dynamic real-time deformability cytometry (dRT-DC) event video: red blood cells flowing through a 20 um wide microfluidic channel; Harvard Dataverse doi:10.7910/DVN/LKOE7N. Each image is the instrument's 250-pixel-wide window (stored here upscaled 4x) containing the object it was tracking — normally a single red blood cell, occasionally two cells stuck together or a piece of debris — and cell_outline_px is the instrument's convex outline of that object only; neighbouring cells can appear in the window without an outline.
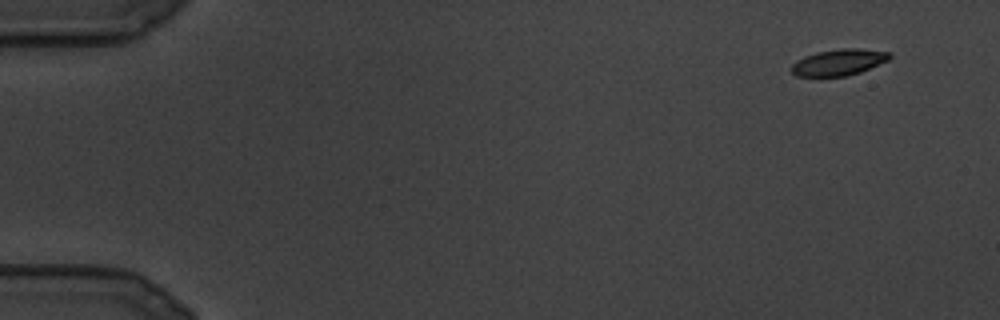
{"species": "common noctule bat (a hibernating species)", "species_latin": "Nyctalus noctula", "temperature_condition": "cold", "stored_images_in_passage": 102, "camera_frame_rate_fps": 3000, "um_per_image_px": 0.085, "animal": {"sex": "male", "body_mass_g": 19.5, "forearm_length_mm": 54.6}, "frame": {"image": 1, "passage_image": 1, "time_ms": 0.0, "image_size_px": [1000, 320], "cell_outline_px": [[892, 56], [888, 60], [860, 72], [848, 76], [796, 76], [792, 72], [792, 64], [796, 60], [804, 56], [816, 52], [840, 48], [856, 48], [892, 52]], "centroid_in_image_um": [71.3, 5.28], "position_along_channel_um": 13.7, "area_um2": 15.09}}
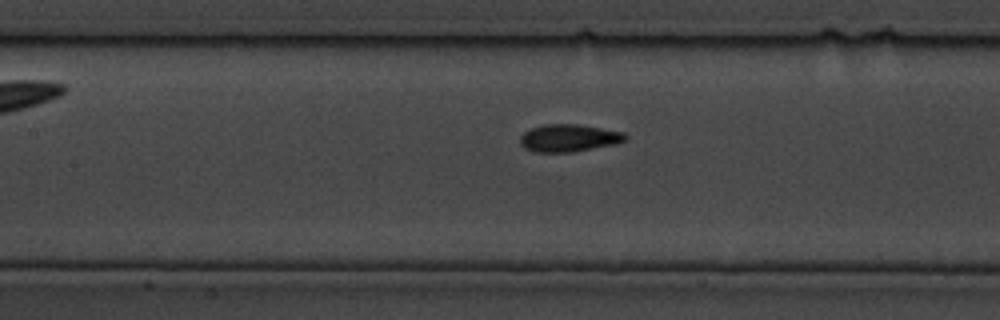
{"frame": {"image": 2, "passage_image": 44, "time_ms": 14.333, "image_size_px": [1000, 320], "cell_outline_px": [[628, 136], [624, 140], [616, 144], [572, 152], [532, 152], [524, 148], [520, 144], [520, 136], [524, 132], [532, 128], [544, 124], [576, 124], [624, 132]], "centroid_in_image_um": [48.32, 11.74], "position_along_channel_um": 159.1, "area_um2": 16.82}}
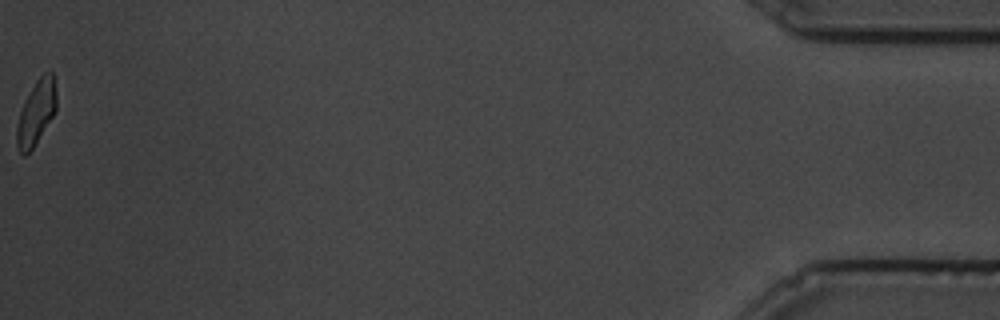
{"frame": {"image": 3, "passage_image": 102, "time_ms": 33.667, "image_size_px": [1000, 320], "cell_outline_px": [[56, 108], [52, 116], [32, 148], [24, 156], [16, 148], [16, 128], [20, 112], [24, 100], [36, 80], [44, 72], [52, 72], [56, 92]], "centroid_in_image_um": [3.05, 9.56], "position_along_channel_um": 432.2, "area_um2": 14.62}}